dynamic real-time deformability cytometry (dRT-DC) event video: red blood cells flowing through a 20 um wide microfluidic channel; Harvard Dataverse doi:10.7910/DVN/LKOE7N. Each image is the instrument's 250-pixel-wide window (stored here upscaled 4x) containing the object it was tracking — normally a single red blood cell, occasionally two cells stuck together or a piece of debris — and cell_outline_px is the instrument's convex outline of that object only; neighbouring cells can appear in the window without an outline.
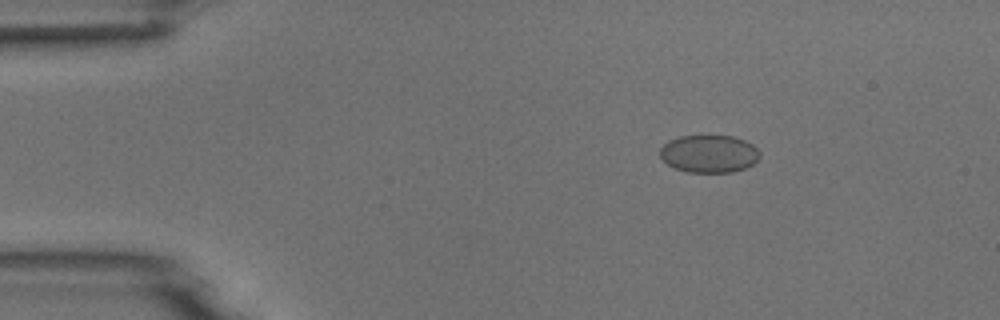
{"species": "common noctule bat (a hibernating species)", "species_latin": "Nyctalus noctula", "temperature_condition": "room temperature", "stored_images_in_passage": 5, "camera_frame_rate_fps": 3000, "um_per_image_px": 0.085, "animal": {"sex": "male", "body_mass_g": 18.8}, "frame": {"image": 1, "passage_image": 3, "time_ms": 2.333, "image_size_px": [1000, 320], "cell_outline_px": [[760, 156], [752, 164], [744, 168], [732, 172], [688, 172], [676, 168], [668, 164], [660, 156], [660, 148], [668, 140], [680, 136], [708, 132], [732, 136], [744, 140], [752, 144], [760, 152]], "centroid_in_image_um": [60.26, 13.01], "position_along_channel_um": 24.7, "area_um2": 22.48}}
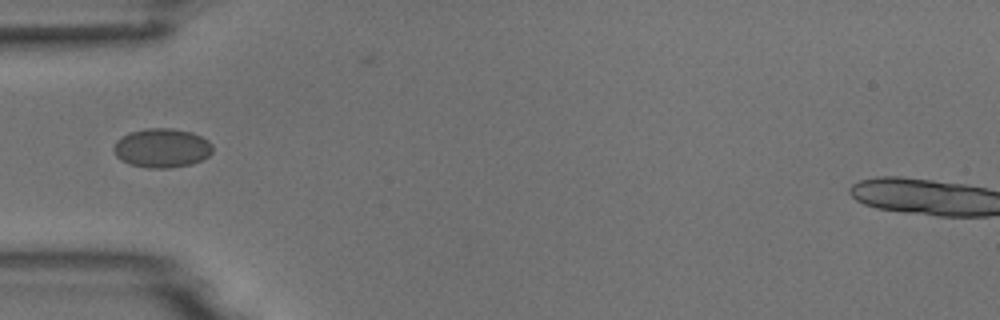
{"frame": {"image": 2, "passage_image": 5, "time_ms": 5.333, "image_size_px": [1000, 320], "cell_outline_px": [[212, 152], [208, 156], [192, 164], [168, 168], [148, 168], [128, 164], [120, 160], [116, 156], [112, 148], [116, 140], [120, 136], [128, 132], [148, 128], [172, 128], [192, 132], [208, 140], [212, 144]], "centroid_in_image_um": [13.72, 12.58], "position_along_channel_um": 71.3, "area_um2": 22.83}}